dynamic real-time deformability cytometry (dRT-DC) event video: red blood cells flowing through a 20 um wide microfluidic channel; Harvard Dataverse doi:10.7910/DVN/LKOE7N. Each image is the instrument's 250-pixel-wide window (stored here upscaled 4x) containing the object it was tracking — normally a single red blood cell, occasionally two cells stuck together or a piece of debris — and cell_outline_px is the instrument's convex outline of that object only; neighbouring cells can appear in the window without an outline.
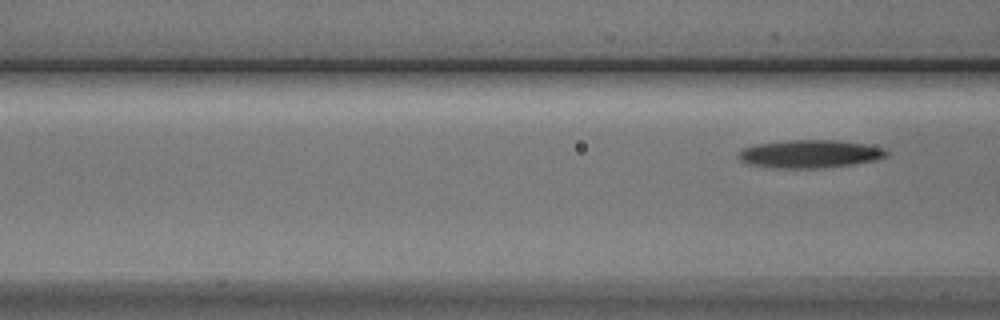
{"species": "Egyptian fruit bat (a non-hibernating species)", "species_latin": "Rousettus aegyptiacus", "temperature_condition": "cold", "stored_images_in_passage": 3, "segment_of_instrument_passage": [2, 2], "camera_frame_rate_fps": 3000, "um_per_image_px": 0.085, "animal": {"sex": "male"}, "frame": {"image": 1, "passage_image": 3, "time_ms": 3.0, "image_size_px": [1000, 320], "cell_outline_px": [[888, 156], [876, 160], [852, 164], [816, 168], [780, 168], [752, 164], [740, 160], [740, 152], [744, 148], [756, 144], [788, 140], [840, 140], [864, 144], [884, 148], [888, 152]], "centroid_in_image_um": [68.9, 13.07], "position_along_channel_um": 97.7, "area_um2": 23.81}}